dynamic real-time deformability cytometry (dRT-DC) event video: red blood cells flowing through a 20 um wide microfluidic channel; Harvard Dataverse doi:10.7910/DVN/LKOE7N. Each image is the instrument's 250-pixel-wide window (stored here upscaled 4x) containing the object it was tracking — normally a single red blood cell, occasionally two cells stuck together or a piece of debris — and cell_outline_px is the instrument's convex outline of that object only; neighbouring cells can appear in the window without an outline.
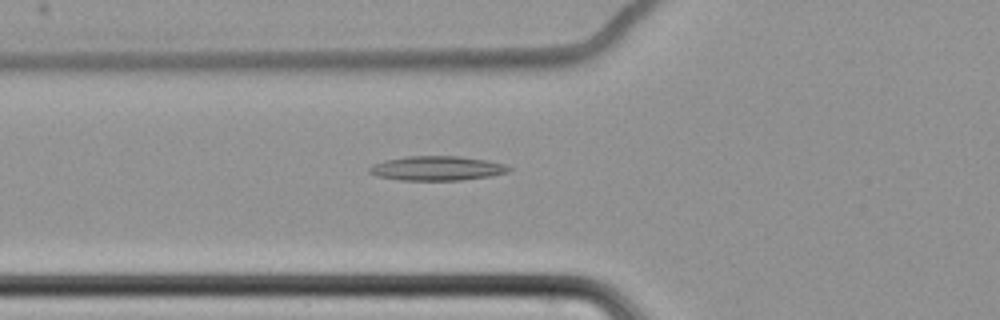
{"species": "common noctule bat (a hibernating species)", "species_latin": "Nyctalus noctula", "temperature_condition": "cold", "stored_images_in_passage": 62, "camera_frame_rate_fps": 3000, "um_per_image_px": 0.085, "animal": {"sex": "female", "body_mass_g": 22.7, "forearm_length_mm": 54.2}, "frame": {"image": 1, "passage_image": 25, "time_ms": 8.0, "image_size_px": [1000, 320], "cell_outline_px": [[512, 168], [508, 172], [492, 176], [460, 180], [400, 180], [376, 176], [368, 172], [368, 168], [384, 160], [408, 156], [460, 156], [488, 160], [504, 164]], "centroid_in_image_um": [37.16, 14.3], "position_along_channel_um": 88.6, "area_um2": 19.88}}
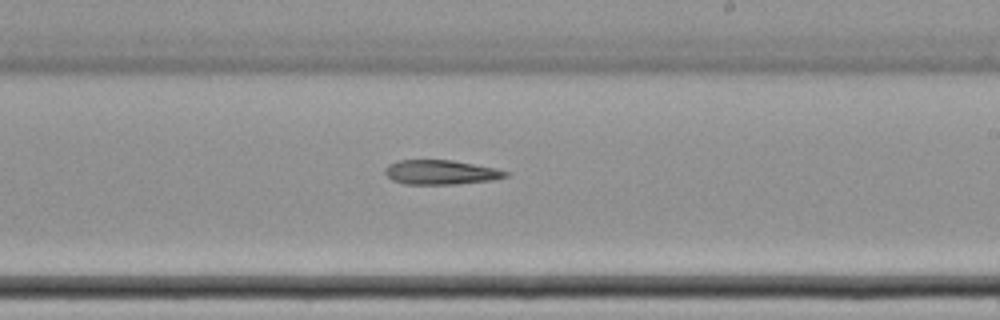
{"frame": {"image": 2, "passage_image": 39, "time_ms": 12.667, "image_size_px": [1000, 320], "cell_outline_px": [[508, 176], [492, 180], [456, 184], [404, 184], [392, 180], [384, 172], [384, 168], [388, 164], [400, 160], [452, 160], [496, 168], [508, 172]], "centroid_in_image_um": [37.44, 14.64], "position_along_channel_um": 251.6, "area_um2": 17.17}}
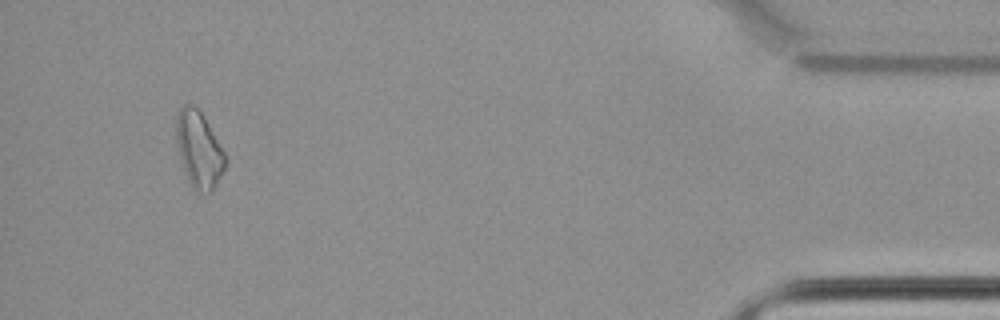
{"frame": {"image": 3, "passage_image": 59, "time_ms": 19.333, "image_size_px": [1000, 320], "cell_outline_px": [[224, 168], [212, 192], [192, 192], [180, 160], [176, 140], [176, 112], [184, 104], [192, 104], [204, 116], [224, 152]], "centroid_in_image_um": [16.86, 12.72], "position_along_channel_um": 418.3, "area_um2": 21.79}}